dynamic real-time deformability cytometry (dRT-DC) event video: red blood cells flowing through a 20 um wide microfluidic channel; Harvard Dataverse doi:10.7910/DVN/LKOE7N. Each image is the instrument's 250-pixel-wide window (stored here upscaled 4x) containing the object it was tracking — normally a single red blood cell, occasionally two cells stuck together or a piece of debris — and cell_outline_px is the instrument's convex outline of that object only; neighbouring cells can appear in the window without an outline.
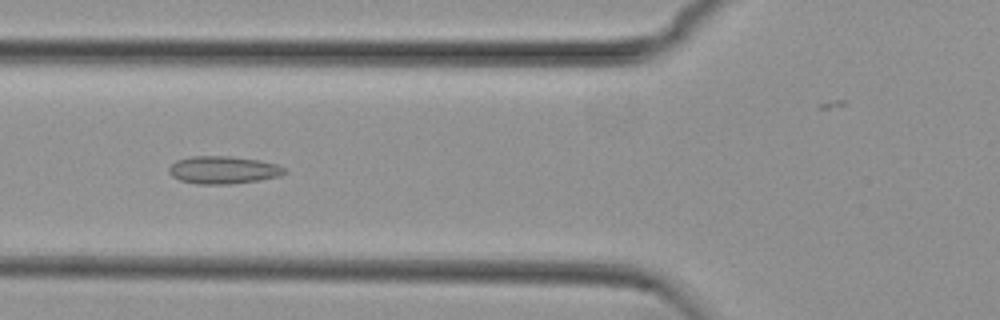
{"species": "common noctule bat (a hibernating species)", "species_latin": "Nyctalus noctula", "temperature_condition": "cold", "stored_images_in_passage": 44, "camera_frame_rate_fps": 3000, "um_per_image_px": 0.085, "animal": {"sex": "female", "body_mass_g": 29.2, "forearm_length_mm": 56.3}, "frame": {"image": 1, "passage_image": 9, "time_ms": 2.667, "image_size_px": [1000, 320], "cell_outline_px": [[288, 172], [280, 176], [260, 180], [232, 184], [196, 184], [180, 180], [172, 176], [168, 172], [168, 168], [176, 160], [192, 156], [228, 156], [260, 160], [276, 164], [284, 168]], "centroid_in_image_um": [18.98, 14.45], "position_along_channel_um": 106.8, "area_um2": 18.73}}
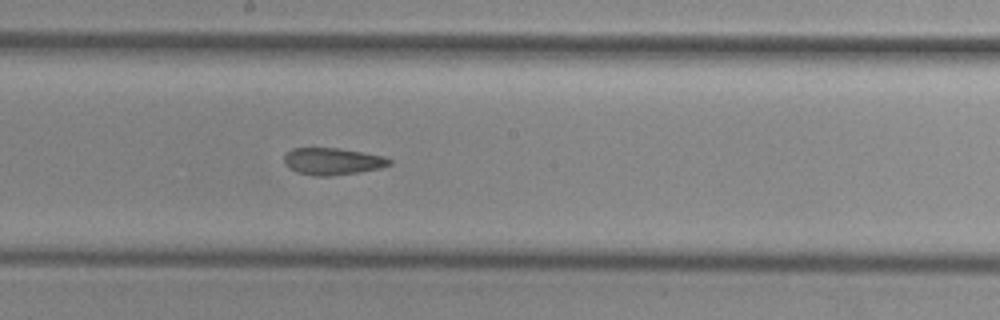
{"frame": {"image": 2, "passage_image": 18, "time_ms": 5.667, "image_size_px": [1000, 320], "cell_outline_px": [[392, 164], [380, 168], [360, 172], [328, 176], [316, 176], [296, 172], [288, 168], [284, 164], [284, 156], [292, 148], [340, 148], [384, 156], [392, 160]], "centroid_in_image_um": [28.26, 13.71], "position_along_channel_um": 219.9, "area_um2": 16.65}}
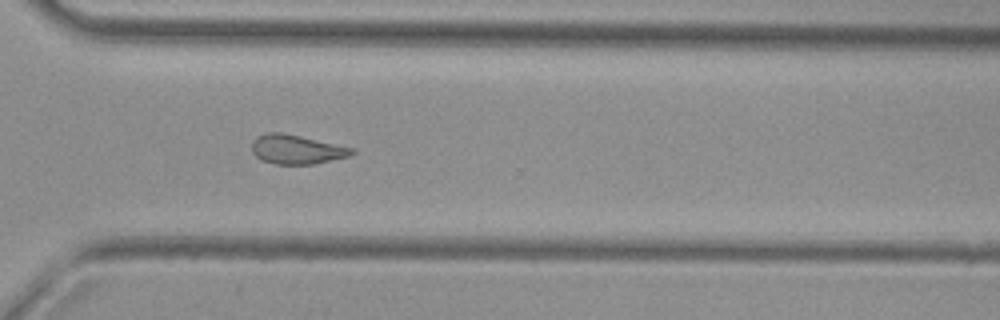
{"frame": {"image": 3, "passage_image": 28, "time_ms": 9.0, "image_size_px": [1000, 320], "cell_outline_px": [[356, 152], [348, 156], [312, 164], [276, 164], [260, 160], [252, 152], [252, 140], [256, 136], [264, 132], [284, 132], [356, 148]], "centroid_in_image_um": [25.19, 12.68], "position_along_channel_um": 345.4, "area_um2": 17.28}, "authors_computed_cell_mechanics": {"area_um2": 17.629, "velocity_mm_per_s": 3.7671, "shape_relaxation_time_tau1_ms": null, "shape_relaxation_time_tau2_ms": 3.0821, "deformation_change_tau1": null, "deformation_change_tau2": 0.0905}}